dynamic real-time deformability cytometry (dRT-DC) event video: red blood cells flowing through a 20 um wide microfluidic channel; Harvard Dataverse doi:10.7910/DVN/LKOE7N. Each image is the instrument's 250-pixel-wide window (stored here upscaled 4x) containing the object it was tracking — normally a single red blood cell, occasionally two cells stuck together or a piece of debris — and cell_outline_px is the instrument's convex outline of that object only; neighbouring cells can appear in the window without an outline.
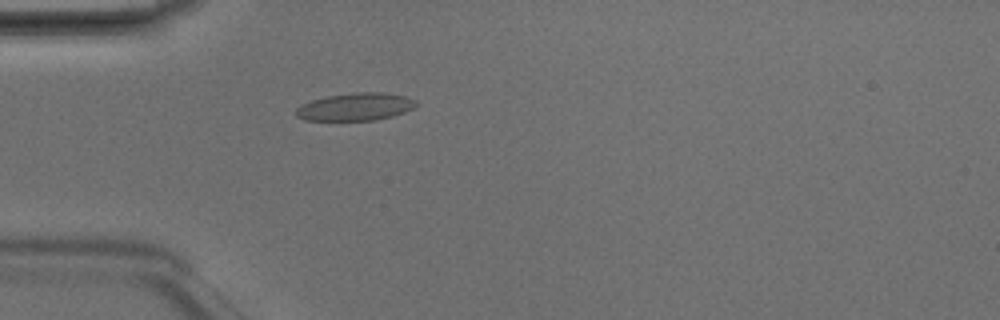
{"species": "Egyptian fruit bat (a non-hibernating species)", "species_latin": "Rousettus aegyptiacus", "temperature_condition": "room temperature", "stored_images_in_passage": 4, "camera_frame_rate_fps": 3000, "um_per_image_px": 0.085, "animal": {"sex": "male"}, "frame": {"image": 1, "passage_image": 4, "time_ms": 1.0, "image_size_px": [1000, 320], "cell_outline_px": [[420, 104], [404, 112], [392, 116], [376, 120], [304, 120], [296, 116], [296, 108], [300, 104], [312, 100], [328, 96], [356, 92], [384, 92], [408, 96], [416, 100]], "centroid_in_image_um": [30.24, 9.07], "position_along_channel_um": 54.8, "area_um2": 19.48}}